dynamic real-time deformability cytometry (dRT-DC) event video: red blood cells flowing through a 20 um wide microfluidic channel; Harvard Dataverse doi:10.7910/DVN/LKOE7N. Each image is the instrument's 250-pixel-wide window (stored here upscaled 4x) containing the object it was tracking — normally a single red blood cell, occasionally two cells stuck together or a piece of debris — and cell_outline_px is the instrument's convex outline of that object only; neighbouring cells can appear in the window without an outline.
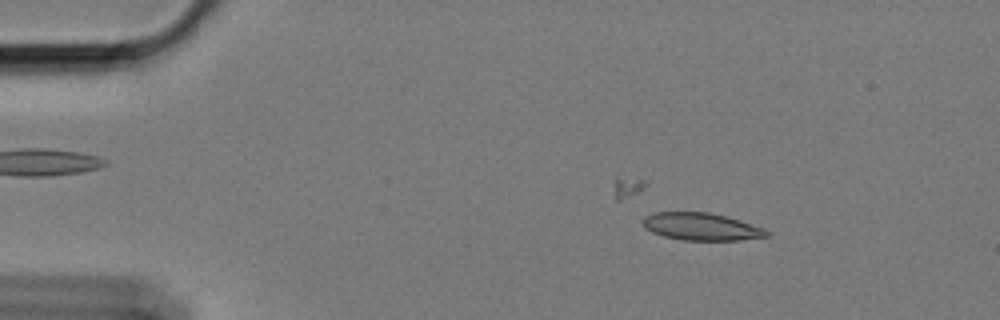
{"species": "Egyptian fruit bat (a non-hibernating species)", "species_latin": "Rousettus aegyptiacus", "temperature_condition": "cold", "stored_images_in_passage": 11, "camera_frame_rate_fps": 3000, "um_per_image_px": 0.085, "animal": {"sex": "female"}, "frame": {"image": 1, "passage_image": 6, "time_ms": 1.667, "image_size_px": [1000, 320], "cell_outline_px": [[772, 232], [768, 236], [740, 240], [684, 240], [664, 236], [652, 232], [644, 228], [644, 216], [656, 212], [708, 212], [740, 220], [764, 228]], "centroid_in_image_um": [59.64, 19.26], "position_along_channel_um": 25.4, "area_um2": 19.71}}